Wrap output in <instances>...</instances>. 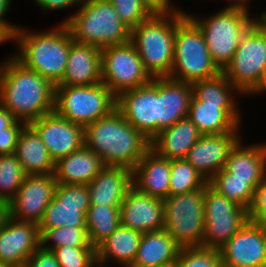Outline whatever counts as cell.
Segmentation results:
<instances>
[{
  "mask_svg": "<svg viewBox=\"0 0 266 267\" xmlns=\"http://www.w3.org/2000/svg\"><path fill=\"white\" fill-rule=\"evenodd\" d=\"M55 85L13 55L0 64V103L17 119L31 121L54 112Z\"/></svg>",
  "mask_w": 266,
  "mask_h": 267,
  "instance_id": "cell-1",
  "label": "cell"
},
{
  "mask_svg": "<svg viewBox=\"0 0 266 267\" xmlns=\"http://www.w3.org/2000/svg\"><path fill=\"white\" fill-rule=\"evenodd\" d=\"M84 145L104 165L134 169L150 149V140L128 123L116 108L84 127Z\"/></svg>",
  "mask_w": 266,
  "mask_h": 267,
  "instance_id": "cell-2",
  "label": "cell"
},
{
  "mask_svg": "<svg viewBox=\"0 0 266 267\" xmlns=\"http://www.w3.org/2000/svg\"><path fill=\"white\" fill-rule=\"evenodd\" d=\"M18 52L13 55L26 68L39 73L55 86L63 79L70 45L73 42L65 23L46 32L30 33L18 27L13 35Z\"/></svg>",
  "mask_w": 266,
  "mask_h": 267,
  "instance_id": "cell-3",
  "label": "cell"
},
{
  "mask_svg": "<svg viewBox=\"0 0 266 267\" xmlns=\"http://www.w3.org/2000/svg\"><path fill=\"white\" fill-rule=\"evenodd\" d=\"M79 5L77 12L63 21L74 42L100 49L130 42L131 29L109 0H81Z\"/></svg>",
  "mask_w": 266,
  "mask_h": 267,
  "instance_id": "cell-4",
  "label": "cell"
},
{
  "mask_svg": "<svg viewBox=\"0 0 266 267\" xmlns=\"http://www.w3.org/2000/svg\"><path fill=\"white\" fill-rule=\"evenodd\" d=\"M184 15L178 11L168 15H152L131 29L130 42L152 78L170 76L176 23Z\"/></svg>",
  "mask_w": 266,
  "mask_h": 267,
  "instance_id": "cell-5",
  "label": "cell"
},
{
  "mask_svg": "<svg viewBox=\"0 0 266 267\" xmlns=\"http://www.w3.org/2000/svg\"><path fill=\"white\" fill-rule=\"evenodd\" d=\"M220 72L211 58L201 29L185 14L176 23L174 60L169 78L192 84Z\"/></svg>",
  "mask_w": 266,
  "mask_h": 267,
  "instance_id": "cell-6",
  "label": "cell"
},
{
  "mask_svg": "<svg viewBox=\"0 0 266 267\" xmlns=\"http://www.w3.org/2000/svg\"><path fill=\"white\" fill-rule=\"evenodd\" d=\"M243 95H252L266 74V27L256 20L241 36L231 61L221 71Z\"/></svg>",
  "mask_w": 266,
  "mask_h": 267,
  "instance_id": "cell-7",
  "label": "cell"
},
{
  "mask_svg": "<svg viewBox=\"0 0 266 267\" xmlns=\"http://www.w3.org/2000/svg\"><path fill=\"white\" fill-rule=\"evenodd\" d=\"M116 106L117 96L102 82L55 86L54 112L83 127L110 114Z\"/></svg>",
  "mask_w": 266,
  "mask_h": 267,
  "instance_id": "cell-8",
  "label": "cell"
},
{
  "mask_svg": "<svg viewBox=\"0 0 266 267\" xmlns=\"http://www.w3.org/2000/svg\"><path fill=\"white\" fill-rule=\"evenodd\" d=\"M187 15L201 29L211 58L221 71L233 58L241 36L258 20L247 12L233 9H221L204 19Z\"/></svg>",
  "mask_w": 266,
  "mask_h": 267,
  "instance_id": "cell-9",
  "label": "cell"
},
{
  "mask_svg": "<svg viewBox=\"0 0 266 267\" xmlns=\"http://www.w3.org/2000/svg\"><path fill=\"white\" fill-rule=\"evenodd\" d=\"M205 188L164 199V230L181 247H203Z\"/></svg>",
  "mask_w": 266,
  "mask_h": 267,
  "instance_id": "cell-10",
  "label": "cell"
},
{
  "mask_svg": "<svg viewBox=\"0 0 266 267\" xmlns=\"http://www.w3.org/2000/svg\"><path fill=\"white\" fill-rule=\"evenodd\" d=\"M152 79L131 42L101 49V82L116 96Z\"/></svg>",
  "mask_w": 266,
  "mask_h": 267,
  "instance_id": "cell-11",
  "label": "cell"
},
{
  "mask_svg": "<svg viewBox=\"0 0 266 267\" xmlns=\"http://www.w3.org/2000/svg\"><path fill=\"white\" fill-rule=\"evenodd\" d=\"M203 247L219 250L249 220L247 209L220 195L209 184L204 195Z\"/></svg>",
  "mask_w": 266,
  "mask_h": 267,
  "instance_id": "cell-12",
  "label": "cell"
},
{
  "mask_svg": "<svg viewBox=\"0 0 266 267\" xmlns=\"http://www.w3.org/2000/svg\"><path fill=\"white\" fill-rule=\"evenodd\" d=\"M89 207L87 185L57 184L38 227H86L85 215Z\"/></svg>",
  "mask_w": 266,
  "mask_h": 267,
  "instance_id": "cell-13",
  "label": "cell"
},
{
  "mask_svg": "<svg viewBox=\"0 0 266 267\" xmlns=\"http://www.w3.org/2000/svg\"><path fill=\"white\" fill-rule=\"evenodd\" d=\"M116 108L150 141L158 134V77L117 96Z\"/></svg>",
  "mask_w": 266,
  "mask_h": 267,
  "instance_id": "cell-14",
  "label": "cell"
},
{
  "mask_svg": "<svg viewBox=\"0 0 266 267\" xmlns=\"http://www.w3.org/2000/svg\"><path fill=\"white\" fill-rule=\"evenodd\" d=\"M219 252L224 267H266V227L248 220Z\"/></svg>",
  "mask_w": 266,
  "mask_h": 267,
  "instance_id": "cell-15",
  "label": "cell"
},
{
  "mask_svg": "<svg viewBox=\"0 0 266 267\" xmlns=\"http://www.w3.org/2000/svg\"><path fill=\"white\" fill-rule=\"evenodd\" d=\"M54 174L26 175L15 197L8 203L9 216L18 221L39 224L54 197Z\"/></svg>",
  "mask_w": 266,
  "mask_h": 267,
  "instance_id": "cell-16",
  "label": "cell"
},
{
  "mask_svg": "<svg viewBox=\"0 0 266 267\" xmlns=\"http://www.w3.org/2000/svg\"><path fill=\"white\" fill-rule=\"evenodd\" d=\"M29 125L37 132L54 162L84 145V127L55 112L33 120Z\"/></svg>",
  "mask_w": 266,
  "mask_h": 267,
  "instance_id": "cell-17",
  "label": "cell"
},
{
  "mask_svg": "<svg viewBox=\"0 0 266 267\" xmlns=\"http://www.w3.org/2000/svg\"><path fill=\"white\" fill-rule=\"evenodd\" d=\"M121 225L146 233L164 229V201L139 191L133 185L120 205Z\"/></svg>",
  "mask_w": 266,
  "mask_h": 267,
  "instance_id": "cell-18",
  "label": "cell"
},
{
  "mask_svg": "<svg viewBox=\"0 0 266 267\" xmlns=\"http://www.w3.org/2000/svg\"><path fill=\"white\" fill-rule=\"evenodd\" d=\"M40 247V232L34 222L18 221L10 216L0 229V262L24 267Z\"/></svg>",
  "mask_w": 266,
  "mask_h": 267,
  "instance_id": "cell-19",
  "label": "cell"
},
{
  "mask_svg": "<svg viewBox=\"0 0 266 267\" xmlns=\"http://www.w3.org/2000/svg\"><path fill=\"white\" fill-rule=\"evenodd\" d=\"M240 140L238 134L201 135L185 159L209 181L224 168L231 150Z\"/></svg>",
  "mask_w": 266,
  "mask_h": 267,
  "instance_id": "cell-20",
  "label": "cell"
},
{
  "mask_svg": "<svg viewBox=\"0 0 266 267\" xmlns=\"http://www.w3.org/2000/svg\"><path fill=\"white\" fill-rule=\"evenodd\" d=\"M238 104H212L191 98L187 117L202 135L238 134L241 115Z\"/></svg>",
  "mask_w": 266,
  "mask_h": 267,
  "instance_id": "cell-21",
  "label": "cell"
},
{
  "mask_svg": "<svg viewBox=\"0 0 266 267\" xmlns=\"http://www.w3.org/2000/svg\"><path fill=\"white\" fill-rule=\"evenodd\" d=\"M192 96L191 83L158 77V133L187 117Z\"/></svg>",
  "mask_w": 266,
  "mask_h": 267,
  "instance_id": "cell-22",
  "label": "cell"
},
{
  "mask_svg": "<svg viewBox=\"0 0 266 267\" xmlns=\"http://www.w3.org/2000/svg\"><path fill=\"white\" fill-rule=\"evenodd\" d=\"M171 160L151 148L132 170V183L139 191L159 199L170 196Z\"/></svg>",
  "mask_w": 266,
  "mask_h": 267,
  "instance_id": "cell-23",
  "label": "cell"
},
{
  "mask_svg": "<svg viewBox=\"0 0 266 267\" xmlns=\"http://www.w3.org/2000/svg\"><path fill=\"white\" fill-rule=\"evenodd\" d=\"M132 185V169L105 165L87 185L90 205L120 207Z\"/></svg>",
  "mask_w": 266,
  "mask_h": 267,
  "instance_id": "cell-24",
  "label": "cell"
},
{
  "mask_svg": "<svg viewBox=\"0 0 266 267\" xmlns=\"http://www.w3.org/2000/svg\"><path fill=\"white\" fill-rule=\"evenodd\" d=\"M101 82V49L72 42L63 79L57 85L90 86Z\"/></svg>",
  "mask_w": 266,
  "mask_h": 267,
  "instance_id": "cell-25",
  "label": "cell"
},
{
  "mask_svg": "<svg viewBox=\"0 0 266 267\" xmlns=\"http://www.w3.org/2000/svg\"><path fill=\"white\" fill-rule=\"evenodd\" d=\"M101 158L83 145L55 162L57 184L88 185L104 167Z\"/></svg>",
  "mask_w": 266,
  "mask_h": 267,
  "instance_id": "cell-26",
  "label": "cell"
},
{
  "mask_svg": "<svg viewBox=\"0 0 266 267\" xmlns=\"http://www.w3.org/2000/svg\"><path fill=\"white\" fill-rule=\"evenodd\" d=\"M224 169L232 178L248 179L255 189L266 178V144L242 146L240 140L231 150Z\"/></svg>",
  "mask_w": 266,
  "mask_h": 267,
  "instance_id": "cell-27",
  "label": "cell"
},
{
  "mask_svg": "<svg viewBox=\"0 0 266 267\" xmlns=\"http://www.w3.org/2000/svg\"><path fill=\"white\" fill-rule=\"evenodd\" d=\"M201 135L197 126L186 117L160 131L150 141V148L159 156L169 160L185 159Z\"/></svg>",
  "mask_w": 266,
  "mask_h": 267,
  "instance_id": "cell-28",
  "label": "cell"
},
{
  "mask_svg": "<svg viewBox=\"0 0 266 267\" xmlns=\"http://www.w3.org/2000/svg\"><path fill=\"white\" fill-rule=\"evenodd\" d=\"M181 247L166 230L143 233L136 258L130 267L175 265Z\"/></svg>",
  "mask_w": 266,
  "mask_h": 267,
  "instance_id": "cell-29",
  "label": "cell"
},
{
  "mask_svg": "<svg viewBox=\"0 0 266 267\" xmlns=\"http://www.w3.org/2000/svg\"><path fill=\"white\" fill-rule=\"evenodd\" d=\"M142 233L123 225L119 227L96 247L97 266L113 260L123 267H130L136 258Z\"/></svg>",
  "mask_w": 266,
  "mask_h": 267,
  "instance_id": "cell-30",
  "label": "cell"
},
{
  "mask_svg": "<svg viewBox=\"0 0 266 267\" xmlns=\"http://www.w3.org/2000/svg\"><path fill=\"white\" fill-rule=\"evenodd\" d=\"M14 154L27 175L54 174L55 162L40 136L29 124L22 129Z\"/></svg>",
  "mask_w": 266,
  "mask_h": 267,
  "instance_id": "cell-31",
  "label": "cell"
},
{
  "mask_svg": "<svg viewBox=\"0 0 266 267\" xmlns=\"http://www.w3.org/2000/svg\"><path fill=\"white\" fill-rule=\"evenodd\" d=\"M85 217L89 241L95 248L121 224L120 207L90 205Z\"/></svg>",
  "mask_w": 266,
  "mask_h": 267,
  "instance_id": "cell-32",
  "label": "cell"
},
{
  "mask_svg": "<svg viewBox=\"0 0 266 267\" xmlns=\"http://www.w3.org/2000/svg\"><path fill=\"white\" fill-rule=\"evenodd\" d=\"M193 95L199 100L212 104H238L232 95H242L220 72L218 75L192 83Z\"/></svg>",
  "mask_w": 266,
  "mask_h": 267,
  "instance_id": "cell-33",
  "label": "cell"
},
{
  "mask_svg": "<svg viewBox=\"0 0 266 267\" xmlns=\"http://www.w3.org/2000/svg\"><path fill=\"white\" fill-rule=\"evenodd\" d=\"M208 183L220 195L247 210L250 207L254 189L248 184V179L232 178V174L223 168Z\"/></svg>",
  "mask_w": 266,
  "mask_h": 267,
  "instance_id": "cell-34",
  "label": "cell"
},
{
  "mask_svg": "<svg viewBox=\"0 0 266 267\" xmlns=\"http://www.w3.org/2000/svg\"><path fill=\"white\" fill-rule=\"evenodd\" d=\"M39 232L40 247L46 250L64 246L94 247L90 244L86 227L39 228Z\"/></svg>",
  "mask_w": 266,
  "mask_h": 267,
  "instance_id": "cell-35",
  "label": "cell"
},
{
  "mask_svg": "<svg viewBox=\"0 0 266 267\" xmlns=\"http://www.w3.org/2000/svg\"><path fill=\"white\" fill-rule=\"evenodd\" d=\"M208 181L186 160H171L170 196L193 192L208 185Z\"/></svg>",
  "mask_w": 266,
  "mask_h": 267,
  "instance_id": "cell-36",
  "label": "cell"
},
{
  "mask_svg": "<svg viewBox=\"0 0 266 267\" xmlns=\"http://www.w3.org/2000/svg\"><path fill=\"white\" fill-rule=\"evenodd\" d=\"M26 175L15 154L0 155V200L9 203Z\"/></svg>",
  "mask_w": 266,
  "mask_h": 267,
  "instance_id": "cell-37",
  "label": "cell"
},
{
  "mask_svg": "<svg viewBox=\"0 0 266 267\" xmlns=\"http://www.w3.org/2000/svg\"><path fill=\"white\" fill-rule=\"evenodd\" d=\"M175 267H224L219 250L205 247L181 248Z\"/></svg>",
  "mask_w": 266,
  "mask_h": 267,
  "instance_id": "cell-38",
  "label": "cell"
},
{
  "mask_svg": "<svg viewBox=\"0 0 266 267\" xmlns=\"http://www.w3.org/2000/svg\"><path fill=\"white\" fill-rule=\"evenodd\" d=\"M60 267H95V247H57L52 249Z\"/></svg>",
  "mask_w": 266,
  "mask_h": 267,
  "instance_id": "cell-39",
  "label": "cell"
},
{
  "mask_svg": "<svg viewBox=\"0 0 266 267\" xmlns=\"http://www.w3.org/2000/svg\"><path fill=\"white\" fill-rule=\"evenodd\" d=\"M121 21L130 29L148 20L152 14L140 0H109Z\"/></svg>",
  "mask_w": 266,
  "mask_h": 267,
  "instance_id": "cell-40",
  "label": "cell"
},
{
  "mask_svg": "<svg viewBox=\"0 0 266 267\" xmlns=\"http://www.w3.org/2000/svg\"><path fill=\"white\" fill-rule=\"evenodd\" d=\"M27 123L15 120L8 128L0 131V155L14 154L19 135Z\"/></svg>",
  "mask_w": 266,
  "mask_h": 267,
  "instance_id": "cell-41",
  "label": "cell"
},
{
  "mask_svg": "<svg viewBox=\"0 0 266 267\" xmlns=\"http://www.w3.org/2000/svg\"><path fill=\"white\" fill-rule=\"evenodd\" d=\"M247 211L251 221L262 223L266 219V178L254 189L253 200Z\"/></svg>",
  "mask_w": 266,
  "mask_h": 267,
  "instance_id": "cell-42",
  "label": "cell"
},
{
  "mask_svg": "<svg viewBox=\"0 0 266 267\" xmlns=\"http://www.w3.org/2000/svg\"><path fill=\"white\" fill-rule=\"evenodd\" d=\"M24 267H60L52 250H46L42 247L29 257Z\"/></svg>",
  "mask_w": 266,
  "mask_h": 267,
  "instance_id": "cell-43",
  "label": "cell"
},
{
  "mask_svg": "<svg viewBox=\"0 0 266 267\" xmlns=\"http://www.w3.org/2000/svg\"><path fill=\"white\" fill-rule=\"evenodd\" d=\"M141 3L146 7V9L152 14V15H168L175 12H182L185 13L184 10H181L179 8L173 7L171 5L170 0H140Z\"/></svg>",
  "mask_w": 266,
  "mask_h": 267,
  "instance_id": "cell-44",
  "label": "cell"
},
{
  "mask_svg": "<svg viewBox=\"0 0 266 267\" xmlns=\"http://www.w3.org/2000/svg\"><path fill=\"white\" fill-rule=\"evenodd\" d=\"M38 7L46 11L62 10L66 7H73L80 4L81 0H34Z\"/></svg>",
  "mask_w": 266,
  "mask_h": 267,
  "instance_id": "cell-45",
  "label": "cell"
},
{
  "mask_svg": "<svg viewBox=\"0 0 266 267\" xmlns=\"http://www.w3.org/2000/svg\"><path fill=\"white\" fill-rule=\"evenodd\" d=\"M12 0H0V25H2L12 36L14 35L18 26L8 23L4 20V16L8 13Z\"/></svg>",
  "mask_w": 266,
  "mask_h": 267,
  "instance_id": "cell-46",
  "label": "cell"
},
{
  "mask_svg": "<svg viewBox=\"0 0 266 267\" xmlns=\"http://www.w3.org/2000/svg\"><path fill=\"white\" fill-rule=\"evenodd\" d=\"M16 118L0 103V131L8 128Z\"/></svg>",
  "mask_w": 266,
  "mask_h": 267,
  "instance_id": "cell-47",
  "label": "cell"
},
{
  "mask_svg": "<svg viewBox=\"0 0 266 267\" xmlns=\"http://www.w3.org/2000/svg\"><path fill=\"white\" fill-rule=\"evenodd\" d=\"M233 2V3H231ZM230 4L228 6H225L224 9H233V10H241L244 12L249 13V9H248V0H231Z\"/></svg>",
  "mask_w": 266,
  "mask_h": 267,
  "instance_id": "cell-48",
  "label": "cell"
},
{
  "mask_svg": "<svg viewBox=\"0 0 266 267\" xmlns=\"http://www.w3.org/2000/svg\"><path fill=\"white\" fill-rule=\"evenodd\" d=\"M8 217H9V204L3 200H0V229L3 227Z\"/></svg>",
  "mask_w": 266,
  "mask_h": 267,
  "instance_id": "cell-49",
  "label": "cell"
},
{
  "mask_svg": "<svg viewBox=\"0 0 266 267\" xmlns=\"http://www.w3.org/2000/svg\"><path fill=\"white\" fill-rule=\"evenodd\" d=\"M13 40V36L2 26L0 25V44Z\"/></svg>",
  "mask_w": 266,
  "mask_h": 267,
  "instance_id": "cell-50",
  "label": "cell"
},
{
  "mask_svg": "<svg viewBox=\"0 0 266 267\" xmlns=\"http://www.w3.org/2000/svg\"><path fill=\"white\" fill-rule=\"evenodd\" d=\"M265 91H266V74L264 75L259 87L255 90V92L252 95L260 94V93H263Z\"/></svg>",
  "mask_w": 266,
  "mask_h": 267,
  "instance_id": "cell-51",
  "label": "cell"
},
{
  "mask_svg": "<svg viewBox=\"0 0 266 267\" xmlns=\"http://www.w3.org/2000/svg\"><path fill=\"white\" fill-rule=\"evenodd\" d=\"M258 20H260L266 27V11L258 17Z\"/></svg>",
  "mask_w": 266,
  "mask_h": 267,
  "instance_id": "cell-52",
  "label": "cell"
},
{
  "mask_svg": "<svg viewBox=\"0 0 266 267\" xmlns=\"http://www.w3.org/2000/svg\"><path fill=\"white\" fill-rule=\"evenodd\" d=\"M0 267H12V266L7 263L0 262Z\"/></svg>",
  "mask_w": 266,
  "mask_h": 267,
  "instance_id": "cell-53",
  "label": "cell"
},
{
  "mask_svg": "<svg viewBox=\"0 0 266 267\" xmlns=\"http://www.w3.org/2000/svg\"><path fill=\"white\" fill-rule=\"evenodd\" d=\"M262 223L266 227V219Z\"/></svg>",
  "mask_w": 266,
  "mask_h": 267,
  "instance_id": "cell-54",
  "label": "cell"
},
{
  "mask_svg": "<svg viewBox=\"0 0 266 267\" xmlns=\"http://www.w3.org/2000/svg\"><path fill=\"white\" fill-rule=\"evenodd\" d=\"M165 267H175V265H168V266H165Z\"/></svg>",
  "mask_w": 266,
  "mask_h": 267,
  "instance_id": "cell-55",
  "label": "cell"
}]
</instances>
